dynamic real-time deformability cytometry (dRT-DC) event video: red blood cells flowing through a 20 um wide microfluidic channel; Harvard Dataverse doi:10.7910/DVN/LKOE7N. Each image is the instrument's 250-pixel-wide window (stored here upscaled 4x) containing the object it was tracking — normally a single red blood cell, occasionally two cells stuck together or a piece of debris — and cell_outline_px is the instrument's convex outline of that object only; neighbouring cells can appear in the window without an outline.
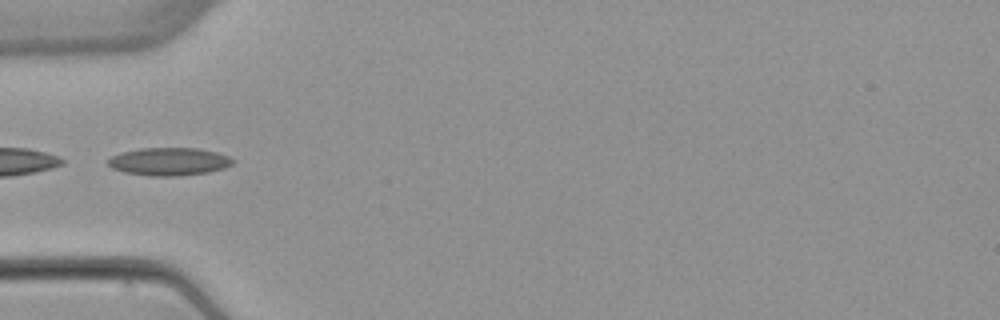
{"species": "common noctule bat (a hibernating species)", "species_latin": "Nyctalus noctula", "temperature_condition": "warm", "stored_images_in_passage": 6, "camera_frame_rate_fps": 3000, "um_per_image_px": 0.085, "animal": {"sex": "female", "body_mass_g": 22.7, "forearm_length_mm": 54.2}, "frame": {"image": 1, "passage_image": 5, "time_ms": 5.0, "image_size_px": [1000, 320], "cell_outline_px": [[236, 160], [232, 164], [224, 168], [208, 172], [176, 176], [148, 176], [124, 172], [112, 168], [108, 164], [108, 160], [112, 156], [120, 152], [140, 148], [200, 148], [216, 152], [228, 156]], "centroid_in_image_um": [14.37, 13.73], "position_along_channel_um": 70.6, "area_um2": 20.35}}
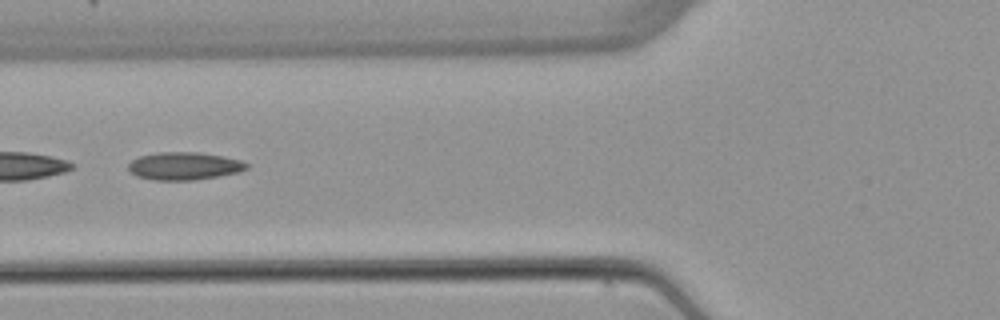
{"frame": {"image": 2, "passage_image": 6, "time_ms": 6.0, "image_size_px": [1000, 320], "cell_outline_px": [[248, 168], [240, 172], [220, 176], [196, 180], [152, 180], [136, 176], [128, 168], [128, 164], [132, 160], [140, 156], [156, 152], [200, 152], [224, 156], [240, 160], [248, 164]], "centroid_in_image_um": [15.67, 14.11], "position_along_channel_um": 110.1, "area_um2": 19.31}}